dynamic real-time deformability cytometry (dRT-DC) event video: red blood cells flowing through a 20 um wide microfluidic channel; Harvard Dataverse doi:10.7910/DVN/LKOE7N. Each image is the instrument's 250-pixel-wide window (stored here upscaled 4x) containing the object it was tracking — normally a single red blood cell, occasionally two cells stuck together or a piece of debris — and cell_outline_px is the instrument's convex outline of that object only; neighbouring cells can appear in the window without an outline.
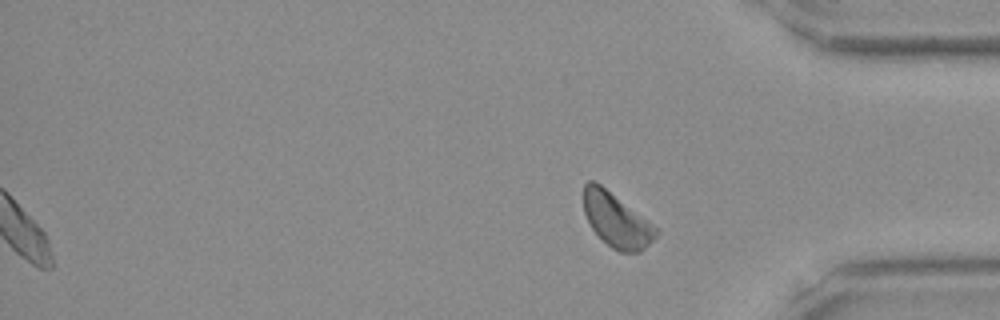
{"species": "Egyptian fruit bat (a non-hibernating species)", "species_latin": "Rousettus aegyptiacus", "temperature_condition": "room temperature", "stored_images_in_passage": 47, "segment_of_instrument_passage": [2, 2], "camera_frame_rate_fps": 3000, "um_per_image_px": 0.085, "frame": {"image": 1, "passage_image": 47, "time_ms": 15.333, "image_size_px": [1000, 320], "cell_outline_px": [[660, 232], [640, 252], [620, 252], [612, 248], [592, 228], [584, 212], [584, 184], [588, 180], [596, 180], [660, 228]], "centroid_in_image_um": [52.43, 18.67], "position_along_channel_um": 382.8, "area_um2": 22.95}}